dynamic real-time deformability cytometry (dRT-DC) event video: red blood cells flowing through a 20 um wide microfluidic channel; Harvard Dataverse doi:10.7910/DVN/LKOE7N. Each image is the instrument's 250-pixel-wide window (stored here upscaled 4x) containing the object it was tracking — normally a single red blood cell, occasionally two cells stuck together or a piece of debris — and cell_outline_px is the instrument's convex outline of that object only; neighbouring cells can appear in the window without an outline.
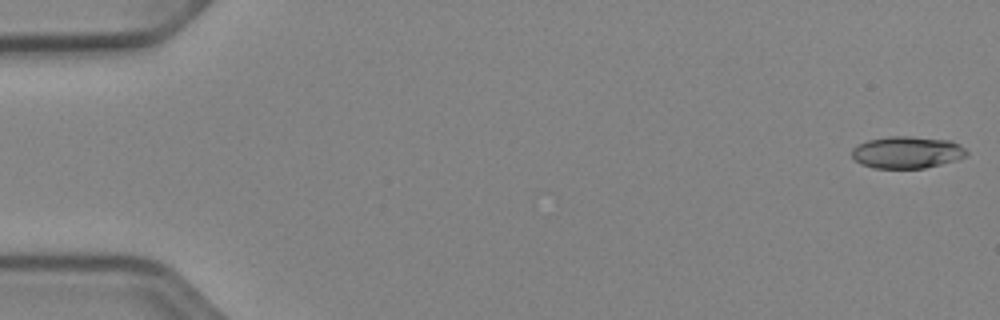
{"species": "Egyptian fruit bat (a non-hibernating species)", "species_latin": "Rousettus aegyptiacus", "temperature_condition": "cold", "stored_images_in_passage": 52, "camera_frame_rate_fps": 3000, "um_per_image_px": 0.085, "animal": {"sex": "female"}, "frame": {"image": 1, "passage_image": 1, "time_ms": 0.0, "image_size_px": [1000, 320], "cell_outline_px": [[968, 156], [956, 160], [924, 168], [872, 168], [860, 164], [852, 156], [852, 148], [856, 144], [868, 140], [888, 136], [912, 136], [952, 140], [960, 144], [968, 152]], "centroid_in_image_um": [77.1, 12.94], "position_along_channel_um": 7.9, "area_um2": 21.68}}
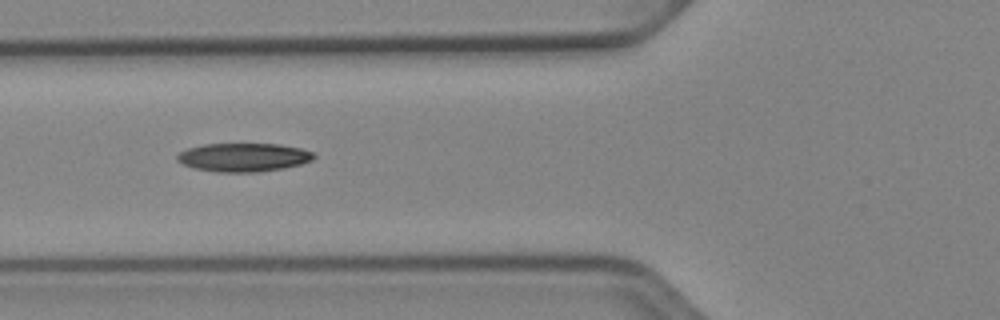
{"frame": {"image": 2, "passage_image": 20, "time_ms": 6.333, "image_size_px": [1000, 320], "cell_outline_px": [[316, 156], [312, 160], [300, 164], [280, 168], [256, 172], [216, 172], [196, 168], [184, 164], [176, 160], [176, 156], [180, 152], [188, 148], [204, 144], [280, 144], [300, 148], [312, 152]], "centroid_in_image_um": [20.69, 13.36], "position_along_channel_um": 105.1, "area_um2": 22.48}}
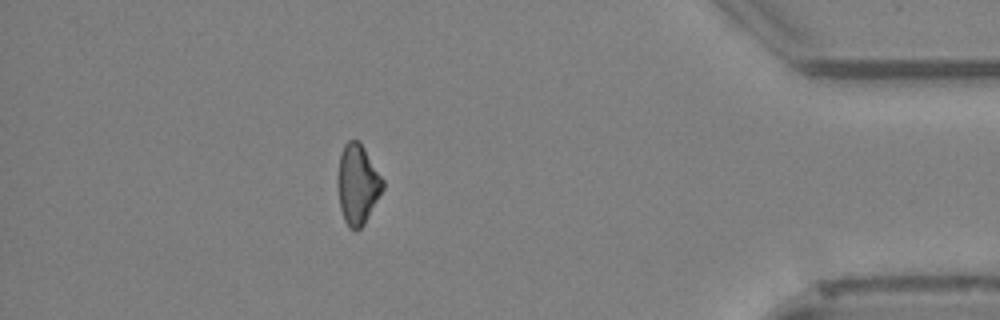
{"frame": {"image": 3, "passage_image": 46, "time_ms": 15.0, "image_size_px": [1000, 320], "cell_outline_px": [[384, 188], [364, 224], [356, 232], [348, 228], [344, 220], [340, 208], [336, 184], [336, 176], [340, 156], [344, 144], [348, 140], [360, 140], [384, 180]], "centroid_in_image_um": [30.37, 15.66], "position_along_channel_um": 404.8, "area_um2": 21.44}, "authors_computed_cell_mechanics": {"area_um2": 21.6461, "velocity_mm_per_s": 3.9468, "shape_relaxation_time_tau1_ms": 5.3443, "shape_relaxation_time_tau2_ms": null, "deformation_change_tau1": 0.1233, "deformation_change_tau2": null}}